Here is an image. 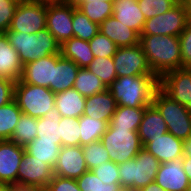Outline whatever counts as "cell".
I'll return each mask as SVG.
<instances>
[{"mask_svg": "<svg viewBox=\"0 0 191 191\" xmlns=\"http://www.w3.org/2000/svg\"><path fill=\"white\" fill-rule=\"evenodd\" d=\"M147 63L153 74L160 79L165 73L181 68L179 37L170 35H140Z\"/></svg>", "mask_w": 191, "mask_h": 191, "instance_id": "cell-1", "label": "cell"}, {"mask_svg": "<svg viewBox=\"0 0 191 191\" xmlns=\"http://www.w3.org/2000/svg\"><path fill=\"white\" fill-rule=\"evenodd\" d=\"M159 79L155 75L117 77L107 89L112 93L117 105L147 107L152 104Z\"/></svg>", "mask_w": 191, "mask_h": 191, "instance_id": "cell-2", "label": "cell"}, {"mask_svg": "<svg viewBox=\"0 0 191 191\" xmlns=\"http://www.w3.org/2000/svg\"><path fill=\"white\" fill-rule=\"evenodd\" d=\"M6 35L23 65L50 54L60 53L61 45L47 28L33 34L6 32Z\"/></svg>", "mask_w": 191, "mask_h": 191, "instance_id": "cell-3", "label": "cell"}, {"mask_svg": "<svg viewBox=\"0 0 191 191\" xmlns=\"http://www.w3.org/2000/svg\"><path fill=\"white\" fill-rule=\"evenodd\" d=\"M159 160L145 148L134 159L118 164L120 187L139 190L155 181Z\"/></svg>", "mask_w": 191, "mask_h": 191, "instance_id": "cell-4", "label": "cell"}, {"mask_svg": "<svg viewBox=\"0 0 191 191\" xmlns=\"http://www.w3.org/2000/svg\"><path fill=\"white\" fill-rule=\"evenodd\" d=\"M152 104L161 113L170 134L183 141L191 135V108L173 100L160 87L153 94Z\"/></svg>", "mask_w": 191, "mask_h": 191, "instance_id": "cell-5", "label": "cell"}, {"mask_svg": "<svg viewBox=\"0 0 191 191\" xmlns=\"http://www.w3.org/2000/svg\"><path fill=\"white\" fill-rule=\"evenodd\" d=\"M100 141L108 151L110 161L116 164L134 159L143 148L138 131L132 128L108 127Z\"/></svg>", "mask_w": 191, "mask_h": 191, "instance_id": "cell-6", "label": "cell"}, {"mask_svg": "<svg viewBox=\"0 0 191 191\" xmlns=\"http://www.w3.org/2000/svg\"><path fill=\"white\" fill-rule=\"evenodd\" d=\"M14 100L23 114L34 118H41L50 109L55 108V93L49 88L15 82Z\"/></svg>", "mask_w": 191, "mask_h": 191, "instance_id": "cell-7", "label": "cell"}, {"mask_svg": "<svg viewBox=\"0 0 191 191\" xmlns=\"http://www.w3.org/2000/svg\"><path fill=\"white\" fill-rule=\"evenodd\" d=\"M46 16L47 3L19 2L7 32L38 33L46 28Z\"/></svg>", "mask_w": 191, "mask_h": 191, "instance_id": "cell-8", "label": "cell"}, {"mask_svg": "<svg viewBox=\"0 0 191 191\" xmlns=\"http://www.w3.org/2000/svg\"><path fill=\"white\" fill-rule=\"evenodd\" d=\"M188 22L186 6L179 1L164 14L145 21L141 35H170L178 37Z\"/></svg>", "mask_w": 191, "mask_h": 191, "instance_id": "cell-9", "label": "cell"}, {"mask_svg": "<svg viewBox=\"0 0 191 191\" xmlns=\"http://www.w3.org/2000/svg\"><path fill=\"white\" fill-rule=\"evenodd\" d=\"M75 8L66 0L47 4L46 28L60 45L74 37L72 17Z\"/></svg>", "mask_w": 191, "mask_h": 191, "instance_id": "cell-10", "label": "cell"}, {"mask_svg": "<svg viewBox=\"0 0 191 191\" xmlns=\"http://www.w3.org/2000/svg\"><path fill=\"white\" fill-rule=\"evenodd\" d=\"M112 58L117 77L154 75L140 44L118 47Z\"/></svg>", "mask_w": 191, "mask_h": 191, "instance_id": "cell-11", "label": "cell"}, {"mask_svg": "<svg viewBox=\"0 0 191 191\" xmlns=\"http://www.w3.org/2000/svg\"><path fill=\"white\" fill-rule=\"evenodd\" d=\"M159 87L173 100L191 108V70L188 67L165 73L159 79Z\"/></svg>", "mask_w": 191, "mask_h": 191, "instance_id": "cell-12", "label": "cell"}, {"mask_svg": "<svg viewBox=\"0 0 191 191\" xmlns=\"http://www.w3.org/2000/svg\"><path fill=\"white\" fill-rule=\"evenodd\" d=\"M53 176V168L49 164L24 152L17 172V184L46 186Z\"/></svg>", "mask_w": 191, "mask_h": 191, "instance_id": "cell-13", "label": "cell"}, {"mask_svg": "<svg viewBox=\"0 0 191 191\" xmlns=\"http://www.w3.org/2000/svg\"><path fill=\"white\" fill-rule=\"evenodd\" d=\"M25 147L10 140H0V185L17 184V172Z\"/></svg>", "mask_w": 191, "mask_h": 191, "instance_id": "cell-14", "label": "cell"}, {"mask_svg": "<svg viewBox=\"0 0 191 191\" xmlns=\"http://www.w3.org/2000/svg\"><path fill=\"white\" fill-rule=\"evenodd\" d=\"M88 170L83 149L81 146H62L56 165L53 168L54 175L63 178L78 179Z\"/></svg>", "mask_w": 191, "mask_h": 191, "instance_id": "cell-15", "label": "cell"}, {"mask_svg": "<svg viewBox=\"0 0 191 191\" xmlns=\"http://www.w3.org/2000/svg\"><path fill=\"white\" fill-rule=\"evenodd\" d=\"M154 182L166 191H189L191 185L182 158L160 163Z\"/></svg>", "mask_w": 191, "mask_h": 191, "instance_id": "cell-16", "label": "cell"}, {"mask_svg": "<svg viewBox=\"0 0 191 191\" xmlns=\"http://www.w3.org/2000/svg\"><path fill=\"white\" fill-rule=\"evenodd\" d=\"M57 63V54H50L36 61L23 65L20 80L31 85H38L50 89L53 83V67Z\"/></svg>", "mask_w": 191, "mask_h": 191, "instance_id": "cell-17", "label": "cell"}, {"mask_svg": "<svg viewBox=\"0 0 191 191\" xmlns=\"http://www.w3.org/2000/svg\"><path fill=\"white\" fill-rule=\"evenodd\" d=\"M160 163H165L183 157V140L166 132L143 145Z\"/></svg>", "mask_w": 191, "mask_h": 191, "instance_id": "cell-18", "label": "cell"}, {"mask_svg": "<svg viewBox=\"0 0 191 191\" xmlns=\"http://www.w3.org/2000/svg\"><path fill=\"white\" fill-rule=\"evenodd\" d=\"M22 70L23 64L18 52L10 45L6 32L0 33V78L17 82Z\"/></svg>", "mask_w": 191, "mask_h": 191, "instance_id": "cell-19", "label": "cell"}, {"mask_svg": "<svg viewBox=\"0 0 191 191\" xmlns=\"http://www.w3.org/2000/svg\"><path fill=\"white\" fill-rule=\"evenodd\" d=\"M116 108L117 102L112 93L106 89L103 92L86 97L83 115L110 123Z\"/></svg>", "mask_w": 191, "mask_h": 191, "instance_id": "cell-20", "label": "cell"}, {"mask_svg": "<svg viewBox=\"0 0 191 191\" xmlns=\"http://www.w3.org/2000/svg\"><path fill=\"white\" fill-rule=\"evenodd\" d=\"M113 17L141 35L146 19L140 10L138 0H115Z\"/></svg>", "mask_w": 191, "mask_h": 191, "instance_id": "cell-21", "label": "cell"}, {"mask_svg": "<svg viewBox=\"0 0 191 191\" xmlns=\"http://www.w3.org/2000/svg\"><path fill=\"white\" fill-rule=\"evenodd\" d=\"M99 32L107 36L118 47L139 44L140 35L133 29L124 26L113 16L108 17L99 25Z\"/></svg>", "mask_w": 191, "mask_h": 191, "instance_id": "cell-22", "label": "cell"}, {"mask_svg": "<svg viewBox=\"0 0 191 191\" xmlns=\"http://www.w3.org/2000/svg\"><path fill=\"white\" fill-rule=\"evenodd\" d=\"M80 67L72 60L64 58L61 52L57 54V63L53 67V83H50V90L58 93L71 89Z\"/></svg>", "mask_w": 191, "mask_h": 191, "instance_id": "cell-23", "label": "cell"}, {"mask_svg": "<svg viewBox=\"0 0 191 191\" xmlns=\"http://www.w3.org/2000/svg\"><path fill=\"white\" fill-rule=\"evenodd\" d=\"M166 132H168L167 125L161 113L153 104L147 106L138 129L141 143L144 145Z\"/></svg>", "mask_w": 191, "mask_h": 191, "instance_id": "cell-24", "label": "cell"}, {"mask_svg": "<svg viewBox=\"0 0 191 191\" xmlns=\"http://www.w3.org/2000/svg\"><path fill=\"white\" fill-rule=\"evenodd\" d=\"M86 97L71 88L55 93V108L61 117L80 118L84 113Z\"/></svg>", "mask_w": 191, "mask_h": 191, "instance_id": "cell-25", "label": "cell"}, {"mask_svg": "<svg viewBox=\"0 0 191 191\" xmlns=\"http://www.w3.org/2000/svg\"><path fill=\"white\" fill-rule=\"evenodd\" d=\"M60 52L64 58L72 60L80 68H87L95 58L89 42L75 37L66 40L60 46Z\"/></svg>", "mask_w": 191, "mask_h": 191, "instance_id": "cell-26", "label": "cell"}, {"mask_svg": "<svg viewBox=\"0 0 191 191\" xmlns=\"http://www.w3.org/2000/svg\"><path fill=\"white\" fill-rule=\"evenodd\" d=\"M60 119L61 115L56 108L50 109L44 116L38 118L36 138L40 141H56V144L62 147L58 125Z\"/></svg>", "mask_w": 191, "mask_h": 191, "instance_id": "cell-27", "label": "cell"}, {"mask_svg": "<svg viewBox=\"0 0 191 191\" xmlns=\"http://www.w3.org/2000/svg\"><path fill=\"white\" fill-rule=\"evenodd\" d=\"M145 108L117 105L108 127L132 128L133 131H138Z\"/></svg>", "mask_w": 191, "mask_h": 191, "instance_id": "cell-28", "label": "cell"}, {"mask_svg": "<svg viewBox=\"0 0 191 191\" xmlns=\"http://www.w3.org/2000/svg\"><path fill=\"white\" fill-rule=\"evenodd\" d=\"M61 146L56 141H40L35 138L25 146V151L31 156L49 164L52 168L56 165Z\"/></svg>", "mask_w": 191, "mask_h": 191, "instance_id": "cell-29", "label": "cell"}, {"mask_svg": "<svg viewBox=\"0 0 191 191\" xmlns=\"http://www.w3.org/2000/svg\"><path fill=\"white\" fill-rule=\"evenodd\" d=\"M80 125V146L99 141L107 131L109 123L103 120L82 115L78 118Z\"/></svg>", "mask_w": 191, "mask_h": 191, "instance_id": "cell-30", "label": "cell"}, {"mask_svg": "<svg viewBox=\"0 0 191 191\" xmlns=\"http://www.w3.org/2000/svg\"><path fill=\"white\" fill-rule=\"evenodd\" d=\"M73 88L84 97H90L107 89L101 79L86 68L79 69Z\"/></svg>", "mask_w": 191, "mask_h": 191, "instance_id": "cell-31", "label": "cell"}, {"mask_svg": "<svg viewBox=\"0 0 191 191\" xmlns=\"http://www.w3.org/2000/svg\"><path fill=\"white\" fill-rule=\"evenodd\" d=\"M22 111L15 100L0 107V140H10Z\"/></svg>", "mask_w": 191, "mask_h": 191, "instance_id": "cell-32", "label": "cell"}, {"mask_svg": "<svg viewBox=\"0 0 191 191\" xmlns=\"http://www.w3.org/2000/svg\"><path fill=\"white\" fill-rule=\"evenodd\" d=\"M37 118L21 114L10 141L25 147L36 138Z\"/></svg>", "mask_w": 191, "mask_h": 191, "instance_id": "cell-33", "label": "cell"}, {"mask_svg": "<svg viewBox=\"0 0 191 191\" xmlns=\"http://www.w3.org/2000/svg\"><path fill=\"white\" fill-rule=\"evenodd\" d=\"M78 9L98 25L113 16V3L106 0H89L82 3Z\"/></svg>", "mask_w": 191, "mask_h": 191, "instance_id": "cell-34", "label": "cell"}, {"mask_svg": "<svg viewBox=\"0 0 191 191\" xmlns=\"http://www.w3.org/2000/svg\"><path fill=\"white\" fill-rule=\"evenodd\" d=\"M72 23L75 38L89 41L99 32V25L92 22L77 7L73 10Z\"/></svg>", "mask_w": 191, "mask_h": 191, "instance_id": "cell-35", "label": "cell"}, {"mask_svg": "<svg viewBox=\"0 0 191 191\" xmlns=\"http://www.w3.org/2000/svg\"><path fill=\"white\" fill-rule=\"evenodd\" d=\"M86 69L99 77L106 87L117 78V72L112 57H95Z\"/></svg>", "mask_w": 191, "mask_h": 191, "instance_id": "cell-36", "label": "cell"}, {"mask_svg": "<svg viewBox=\"0 0 191 191\" xmlns=\"http://www.w3.org/2000/svg\"><path fill=\"white\" fill-rule=\"evenodd\" d=\"M60 138L62 146H80V125L78 118L61 117Z\"/></svg>", "mask_w": 191, "mask_h": 191, "instance_id": "cell-37", "label": "cell"}, {"mask_svg": "<svg viewBox=\"0 0 191 191\" xmlns=\"http://www.w3.org/2000/svg\"><path fill=\"white\" fill-rule=\"evenodd\" d=\"M82 149L88 170L98 167L102 162L110 161L108 151L100 140L82 146Z\"/></svg>", "mask_w": 191, "mask_h": 191, "instance_id": "cell-38", "label": "cell"}, {"mask_svg": "<svg viewBox=\"0 0 191 191\" xmlns=\"http://www.w3.org/2000/svg\"><path fill=\"white\" fill-rule=\"evenodd\" d=\"M76 182L81 191H116L120 188V184H103L92 170H87Z\"/></svg>", "mask_w": 191, "mask_h": 191, "instance_id": "cell-39", "label": "cell"}, {"mask_svg": "<svg viewBox=\"0 0 191 191\" xmlns=\"http://www.w3.org/2000/svg\"><path fill=\"white\" fill-rule=\"evenodd\" d=\"M180 0H138L145 19L164 14L173 8Z\"/></svg>", "mask_w": 191, "mask_h": 191, "instance_id": "cell-40", "label": "cell"}, {"mask_svg": "<svg viewBox=\"0 0 191 191\" xmlns=\"http://www.w3.org/2000/svg\"><path fill=\"white\" fill-rule=\"evenodd\" d=\"M88 42L94 57H113L118 49V46L101 32H98Z\"/></svg>", "mask_w": 191, "mask_h": 191, "instance_id": "cell-41", "label": "cell"}, {"mask_svg": "<svg viewBox=\"0 0 191 191\" xmlns=\"http://www.w3.org/2000/svg\"><path fill=\"white\" fill-rule=\"evenodd\" d=\"M92 171L103 184H120L118 164L115 162H102L98 167L93 168Z\"/></svg>", "mask_w": 191, "mask_h": 191, "instance_id": "cell-42", "label": "cell"}, {"mask_svg": "<svg viewBox=\"0 0 191 191\" xmlns=\"http://www.w3.org/2000/svg\"><path fill=\"white\" fill-rule=\"evenodd\" d=\"M181 48V68L191 65V22H187L184 30L178 36Z\"/></svg>", "mask_w": 191, "mask_h": 191, "instance_id": "cell-43", "label": "cell"}, {"mask_svg": "<svg viewBox=\"0 0 191 191\" xmlns=\"http://www.w3.org/2000/svg\"><path fill=\"white\" fill-rule=\"evenodd\" d=\"M18 3L17 0H0V33L9 30Z\"/></svg>", "mask_w": 191, "mask_h": 191, "instance_id": "cell-44", "label": "cell"}, {"mask_svg": "<svg viewBox=\"0 0 191 191\" xmlns=\"http://www.w3.org/2000/svg\"><path fill=\"white\" fill-rule=\"evenodd\" d=\"M48 186L51 191H81L76 179L63 178L57 175L53 176Z\"/></svg>", "mask_w": 191, "mask_h": 191, "instance_id": "cell-45", "label": "cell"}, {"mask_svg": "<svg viewBox=\"0 0 191 191\" xmlns=\"http://www.w3.org/2000/svg\"><path fill=\"white\" fill-rule=\"evenodd\" d=\"M15 82L6 78H0V107L14 100Z\"/></svg>", "mask_w": 191, "mask_h": 191, "instance_id": "cell-46", "label": "cell"}, {"mask_svg": "<svg viewBox=\"0 0 191 191\" xmlns=\"http://www.w3.org/2000/svg\"><path fill=\"white\" fill-rule=\"evenodd\" d=\"M38 186L13 184L8 186V191H37Z\"/></svg>", "mask_w": 191, "mask_h": 191, "instance_id": "cell-47", "label": "cell"}, {"mask_svg": "<svg viewBox=\"0 0 191 191\" xmlns=\"http://www.w3.org/2000/svg\"><path fill=\"white\" fill-rule=\"evenodd\" d=\"M183 169L187 175V178L191 184V157L183 156L182 157Z\"/></svg>", "mask_w": 191, "mask_h": 191, "instance_id": "cell-48", "label": "cell"}, {"mask_svg": "<svg viewBox=\"0 0 191 191\" xmlns=\"http://www.w3.org/2000/svg\"><path fill=\"white\" fill-rule=\"evenodd\" d=\"M183 156L191 157V135L183 141Z\"/></svg>", "mask_w": 191, "mask_h": 191, "instance_id": "cell-49", "label": "cell"}, {"mask_svg": "<svg viewBox=\"0 0 191 191\" xmlns=\"http://www.w3.org/2000/svg\"><path fill=\"white\" fill-rule=\"evenodd\" d=\"M138 191H166L161 188L156 182L149 183L147 186L142 187Z\"/></svg>", "mask_w": 191, "mask_h": 191, "instance_id": "cell-50", "label": "cell"}, {"mask_svg": "<svg viewBox=\"0 0 191 191\" xmlns=\"http://www.w3.org/2000/svg\"><path fill=\"white\" fill-rule=\"evenodd\" d=\"M67 2L71 3L74 7H79L84 2H89V0H66ZM109 2H114L115 0H106Z\"/></svg>", "mask_w": 191, "mask_h": 191, "instance_id": "cell-51", "label": "cell"}, {"mask_svg": "<svg viewBox=\"0 0 191 191\" xmlns=\"http://www.w3.org/2000/svg\"><path fill=\"white\" fill-rule=\"evenodd\" d=\"M186 6L188 21L191 22V0H182Z\"/></svg>", "mask_w": 191, "mask_h": 191, "instance_id": "cell-52", "label": "cell"}, {"mask_svg": "<svg viewBox=\"0 0 191 191\" xmlns=\"http://www.w3.org/2000/svg\"><path fill=\"white\" fill-rule=\"evenodd\" d=\"M28 1H32V2H40V3H55V2H60L63 0H28Z\"/></svg>", "mask_w": 191, "mask_h": 191, "instance_id": "cell-53", "label": "cell"}, {"mask_svg": "<svg viewBox=\"0 0 191 191\" xmlns=\"http://www.w3.org/2000/svg\"><path fill=\"white\" fill-rule=\"evenodd\" d=\"M37 191H51L48 185L46 186H39Z\"/></svg>", "mask_w": 191, "mask_h": 191, "instance_id": "cell-54", "label": "cell"}, {"mask_svg": "<svg viewBox=\"0 0 191 191\" xmlns=\"http://www.w3.org/2000/svg\"><path fill=\"white\" fill-rule=\"evenodd\" d=\"M0 191H8L7 185H0Z\"/></svg>", "mask_w": 191, "mask_h": 191, "instance_id": "cell-55", "label": "cell"}, {"mask_svg": "<svg viewBox=\"0 0 191 191\" xmlns=\"http://www.w3.org/2000/svg\"><path fill=\"white\" fill-rule=\"evenodd\" d=\"M116 191H128V189L127 188H123V187H120L118 190H116Z\"/></svg>", "mask_w": 191, "mask_h": 191, "instance_id": "cell-56", "label": "cell"}]
</instances>
